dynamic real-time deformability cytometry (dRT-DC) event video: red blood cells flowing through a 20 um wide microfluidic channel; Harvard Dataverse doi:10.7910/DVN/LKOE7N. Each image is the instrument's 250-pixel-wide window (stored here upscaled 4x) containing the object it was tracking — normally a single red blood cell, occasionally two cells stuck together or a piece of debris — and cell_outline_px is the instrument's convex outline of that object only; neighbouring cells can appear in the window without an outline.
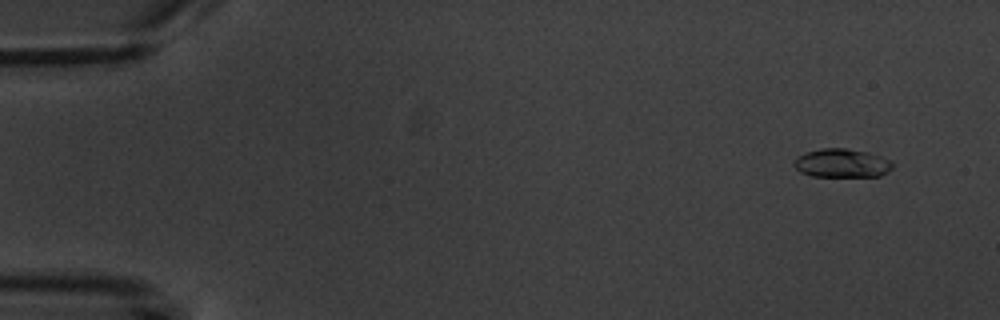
{"species": "common noctule bat (a hibernating species)", "species_latin": "Nyctalus noctula", "temperature_condition": "warm", "stored_images_in_passage": 4, "camera_frame_rate_fps": 3000, "um_per_image_px": 0.085, "animal": {"sex": "male", "body_mass_g": 20.1, "forearm_length_mm": 53.5}, "frame": {"image": 1, "passage_image": 1, "time_ms": 0.0, "image_size_px": [1000, 320], "cell_outline_px": [[892, 168], [888, 172], [880, 176], [812, 176], [800, 172], [792, 164], [796, 156], [804, 152], [820, 148], [844, 148], [868, 152], [880, 156], [888, 160], [892, 164]], "centroid_in_image_um": [71.5, 13.86], "position_along_channel_um": 13.5, "area_um2": 16.53}}